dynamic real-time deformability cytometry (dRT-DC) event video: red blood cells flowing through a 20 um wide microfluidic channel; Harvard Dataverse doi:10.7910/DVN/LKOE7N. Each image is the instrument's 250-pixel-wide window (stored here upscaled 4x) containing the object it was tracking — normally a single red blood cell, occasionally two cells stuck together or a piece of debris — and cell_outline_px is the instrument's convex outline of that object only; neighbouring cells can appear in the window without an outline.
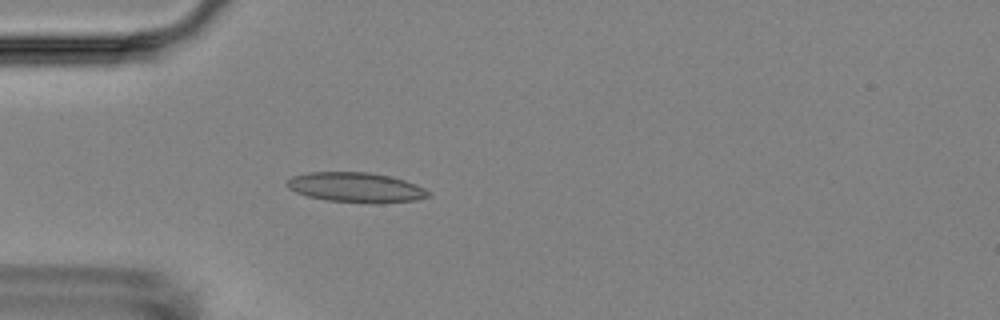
{"species": "Egyptian fruit bat (a non-hibernating species)", "species_latin": "Rousettus aegyptiacus", "temperature_condition": "room temperature", "stored_images_in_passage": 4, "camera_frame_rate_fps": 3000, "um_per_image_px": 0.085, "animal": {"sex": "female"}, "frame": {"image": 1, "passage_image": 4, "time_ms": 3.667, "image_size_px": [1000, 320], "cell_outline_px": [[432, 196], [416, 200], [376, 204], [324, 200], [308, 196], [296, 192], [288, 188], [284, 184], [292, 176], [308, 172], [368, 172], [392, 176], [416, 184], [432, 192]], "centroid_in_image_um": [30.29, 15.94], "position_along_channel_um": 54.7, "area_um2": 25.03}}